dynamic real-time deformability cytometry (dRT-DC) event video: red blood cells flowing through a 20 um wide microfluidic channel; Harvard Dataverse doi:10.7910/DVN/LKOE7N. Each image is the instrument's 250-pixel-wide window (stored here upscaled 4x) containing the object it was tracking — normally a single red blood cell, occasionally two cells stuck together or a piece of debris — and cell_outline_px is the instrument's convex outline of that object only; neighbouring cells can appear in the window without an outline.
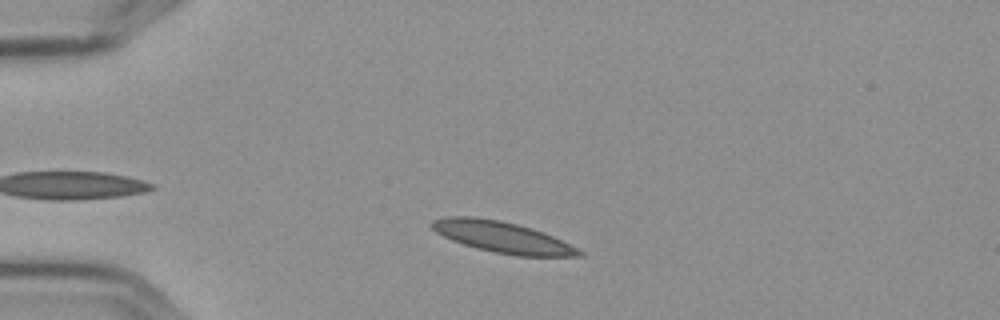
{"species": "Egyptian fruit bat (a non-hibernating species)", "species_latin": "Rousettus aegyptiacus", "temperature_condition": "cold", "stored_images_in_passage": 38, "camera_frame_rate_fps": 3000, "um_per_image_px": 0.085, "frame": {"image": 1, "passage_image": 3, "time_ms": 0.667, "image_size_px": [1000, 320], "cell_outline_px": [[584, 256], [516, 256], [476, 248], [452, 240], [436, 232], [428, 224], [432, 220], [444, 216], [468, 216], [500, 220], [516, 224], [544, 232], [584, 252]], "centroid_in_image_um": [42.65, 20.15], "position_along_channel_um": 42.3, "area_um2": 26.47}}
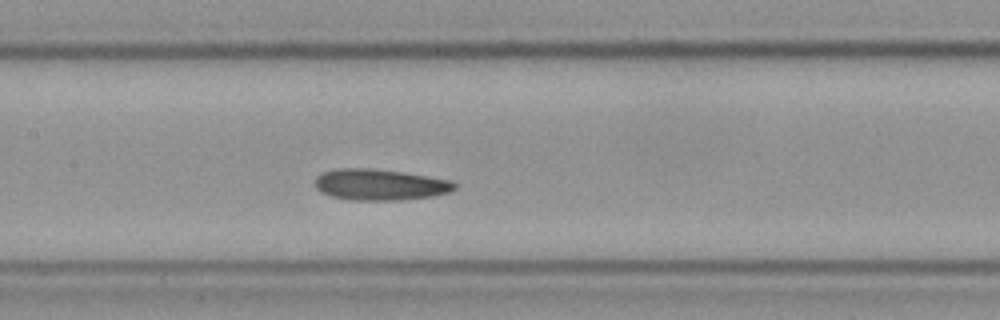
{"frame": {"image": 2, "passage_image": 17, "time_ms": 5.333, "image_size_px": [1000, 320], "cell_outline_px": [[456, 188], [452, 192], [432, 196], [400, 200], [348, 200], [332, 196], [320, 192], [316, 188], [316, 176], [324, 172], [340, 168], [372, 168], [404, 172], [452, 180], [456, 184]], "centroid_in_image_um": [32.32, 15.69], "position_along_channel_um": 175.1, "area_um2": 25.49}}
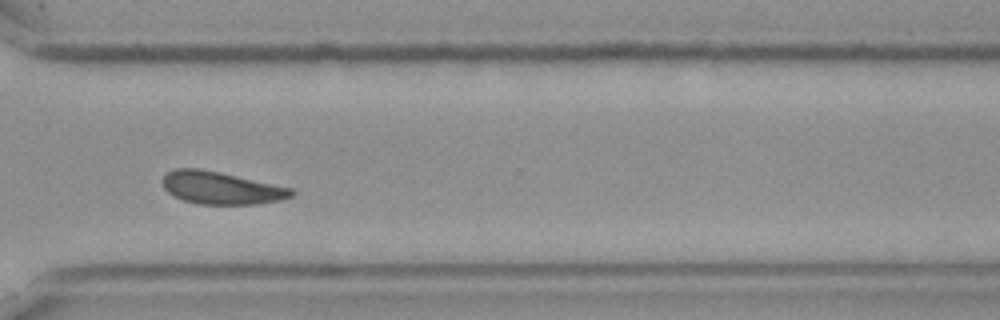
{"frame": {"image": 3, "passage_image": 32, "time_ms": 10.333, "image_size_px": [1000, 320], "cell_outline_px": [[296, 192], [292, 196], [280, 200], [256, 204], [200, 204], [184, 200], [172, 196], [164, 188], [164, 176], [168, 172], [176, 168], [200, 168], [220, 172], [292, 188]], "centroid_in_image_um": [18.81, 15.97], "position_along_channel_um": 351.8, "area_um2": 24.28}, "authors_computed_cell_mechanics": {"area_um2": 25.0852, "velocity_mm_per_s": 3.5365, "shape_relaxation_time_tau1_ms": 5.9062, "shape_relaxation_time_tau2_ms": 2.6831, "deformation_change_tau1": 0.1192, "deformation_change_tau2": 0.0871}}